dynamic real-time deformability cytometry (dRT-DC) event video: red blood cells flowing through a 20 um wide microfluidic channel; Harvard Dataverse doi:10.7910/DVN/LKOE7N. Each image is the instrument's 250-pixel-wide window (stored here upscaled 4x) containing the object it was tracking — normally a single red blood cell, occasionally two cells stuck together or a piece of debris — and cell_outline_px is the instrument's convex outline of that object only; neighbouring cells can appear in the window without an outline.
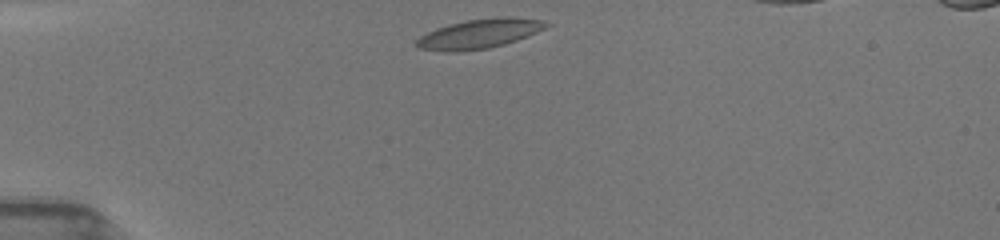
{"species": "common noctule bat (a hibernating species)", "species_latin": "Nyctalus noctula", "temperature_condition": "room temperature", "stored_images_in_passage": 6, "camera_frame_rate_fps": 3000, "um_per_image_px": 0.085, "animal": {"sex": "female", "body_mass_g": 19.5, "forearm_length_mm": 54.1}, "frame": {"image": 1, "passage_image": 1, "time_ms": 0.0, "image_size_px": [1000, 240], "cell_outline_px": [[552, 24], [536, 32], [516, 40], [504, 44], [488, 48], [456, 52], [444, 52], [416, 48], [416, 40], [420, 36], [436, 28], [448, 24], [468, 20], [504, 16], [512, 16], [544, 20]], "centroid_in_image_um": [40.73, 2.86], "position_along_channel_um": 44.3, "area_um2": 22.31}}
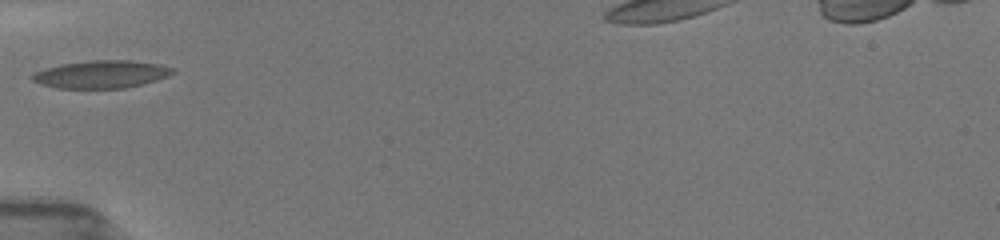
{"frame": {"image": 2, "passage_image": 3, "time_ms": 1.667, "image_size_px": [1000, 240], "cell_outline_px": [[176, 72], [168, 76], [144, 84], [124, 88], [56, 88], [40, 84], [32, 80], [28, 76], [44, 68], [60, 64], [92, 60], [132, 60], [160, 64], [176, 68]], "centroid_in_image_um": [8.63, 6.31], "position_along_channel_um": 76.4, "area_um2": 22.95}}
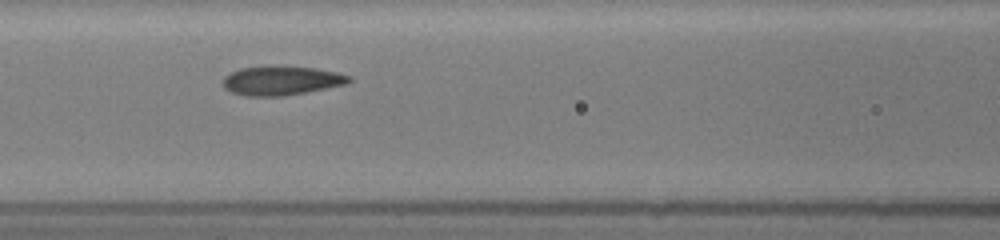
{"frame": {"image": 3, "passage_image": 5, "time_ms": 3.333, "image_size_px": [1000, 240], "cell_outline_px": [[352, 80], [348, 84], [284, 96], [244, 96], [232, 92], [224, 88], [224, 76], [240, 68], [268, 64], [272, 64], [316, 68], [336, 72], [352, 76]], "centroid_in_image_um": [23.93, 6.82], "position_along_channel_um": 142.7, "area_um2": 21.91}}